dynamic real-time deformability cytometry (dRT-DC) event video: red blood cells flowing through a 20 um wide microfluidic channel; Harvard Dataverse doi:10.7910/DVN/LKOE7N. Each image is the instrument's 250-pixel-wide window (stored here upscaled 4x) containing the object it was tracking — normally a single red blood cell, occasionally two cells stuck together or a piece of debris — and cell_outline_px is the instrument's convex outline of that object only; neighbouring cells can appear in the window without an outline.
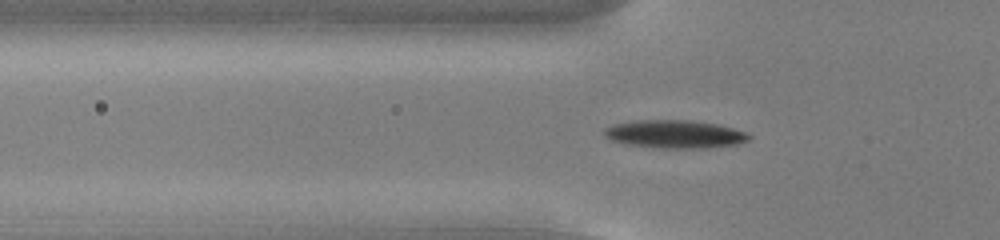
{"species": "common noctule bat (a hibernating species)", "species_latin": "Nyctalus noctula", "temperature_condition": "cold", "stored_images_in_passage": 54, "camera_frame_rate_fps": 3000, "um_per_image_px": 0.085, "animal": {"sex": "male", "body_mass_g": 13.0, "forearm_length_mm": 53.1}, "frame": {"image": 1, "passage_image": 18, "time_ms": 5.667, "image_size_px": [1000, 240], "cell_outline_px": [[752, 136], [748, 140], [740, 144], [708, 148], [660, 148], [624, 144], [612, 140], [604, 136], [604, 128], [612, 124], [636, 120], [692, 120], [716, 124], [732, 128], [744, 132]], "centroid_in_image_um": [57.34, 11.4], "position_along_channel_um": 68.5, "area_um2": 23.81}}
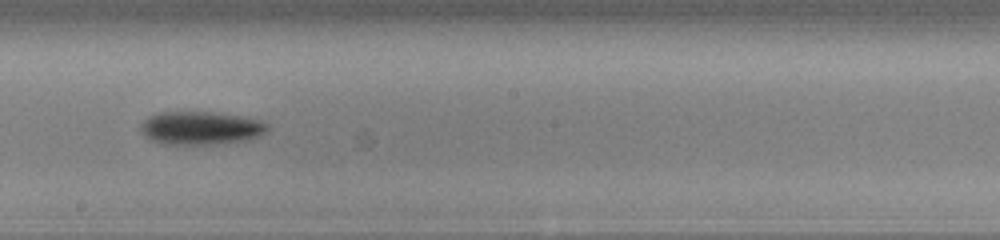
{"frame": {"image": 2, "passage_image": 31, "time_ms": 10.0, "image_size_px": [1000, 240], "cell_outline_px": [[268, 128], [260, 136], [248, 140], [216, 144], [164, 144], [152, 140], [144, 136], [140, 132], [140, 124], [148, 116], [160, 112], [216, 112], [240, 116], [260, 120], [268, 124]], "centroid_in_image_um": [17.04, 10.88], "position_along_channel_um": 231.2, "area_um2": 24.68}}
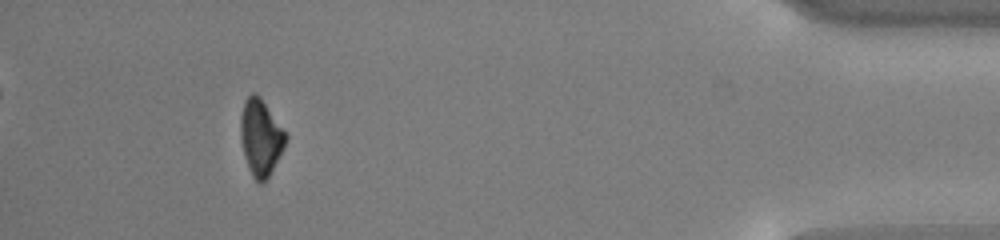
{"frame": {"image": 3, "passage_image": 50, "time_ms": 16.333, "image_size_px": [1000, 240], "cell_outline_px": [[288, 136], [284, 148], [268, 176], [260, 184], [252, 176], [244, 156], [240, 136], [240, 116], [244, 100], [252, 92], [256, 92], [260, 96]], "centroid_in_image_um": [22.14, 11.64], "position_along_channel_um": 413.1, "area_um2": 19.94}, "authors_computed_cell_mechanics": {"area_um2": 21.3571, "velocity_mm_per_s": 3.7831, "shape_relaxation_time_tau1_ms": 2.3394, "shape_relaxation_time_tau2_ms": null, "deformation_change_tau1": 0.0964, "deformation_change_tau2": null}}